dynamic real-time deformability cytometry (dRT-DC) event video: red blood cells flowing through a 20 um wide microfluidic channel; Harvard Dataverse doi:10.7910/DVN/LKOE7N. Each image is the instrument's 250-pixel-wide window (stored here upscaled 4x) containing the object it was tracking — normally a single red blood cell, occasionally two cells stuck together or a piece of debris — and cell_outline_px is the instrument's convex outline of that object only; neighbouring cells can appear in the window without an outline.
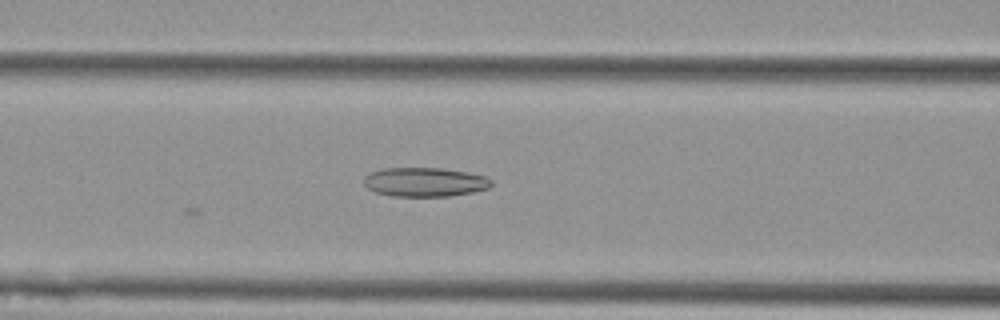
{"species": "Egyptian fruit bat (a non-hibernating species)", "species_latin": "Rousettus aegyptiacus", "temperature_condition": "cold", "stored_images_in_passage": 6, "camera_frame_rate_fps": 3000, "um_per_image_px": 0.085, "animal": {"sex": "female"}, "frame": {"image": 1, "passage_image": 6, "time_ms": 1.667, "image_size_px": [1000, 320], "cell_outline_px": [[492, 184], [488, 188], [472, 192], [448, 196], [392, 196], [376, 192], [368, 188], [364, 184], [364, 176], [368, 172], [380, 168], [440, 168], [468, 172], [484, 176], [492, 180]], "centroid_in_image_um": [36.07, 15.46], "position_along_channel_um": 130.5, "area_um2": 21.68}}